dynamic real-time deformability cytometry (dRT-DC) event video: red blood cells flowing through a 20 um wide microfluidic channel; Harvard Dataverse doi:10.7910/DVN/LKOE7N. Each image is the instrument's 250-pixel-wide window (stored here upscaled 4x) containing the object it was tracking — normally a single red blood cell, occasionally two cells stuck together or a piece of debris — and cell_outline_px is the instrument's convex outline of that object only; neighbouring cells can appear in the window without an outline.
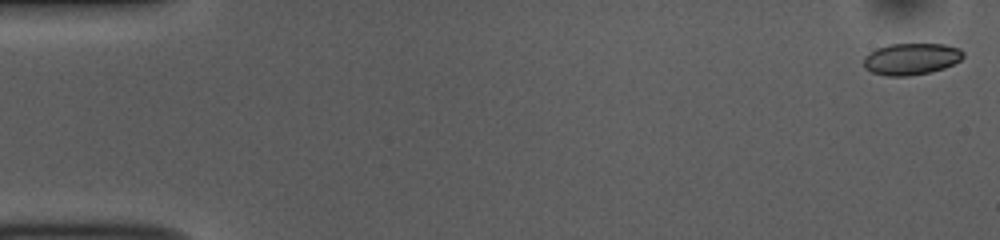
{"species": "common noctule bat (a hibernating species)", "species_latin": "Nyctalus noctula", "temperature_condition": "room temperature", "stored_images_in_passage": 52, "camera_frame_rate_fps": 3000, "um_per_image_px": 0.085, "animal": {"sex": "female", "body_mass_g": 10.0, "forearm_length_mm": 53.1}, "frame": {"image": 1, "passage_image": 1, "time_ms": 0.0, "image_size_px": [1000, 240], "cell_outline_px": [[964, 56], [960, 60], [944, 68], [928, 72], [908, 76], [888, 76], [872, 72], [864, 68], [864, 56], [868, 52], [876, 48], [888, 44], [944, 44], [960, 48], [964, 52]], "centroid_in_image_um": [77.43, 5.0], "position_along_channel_um": 7.6, "area_um2": 18.44}}
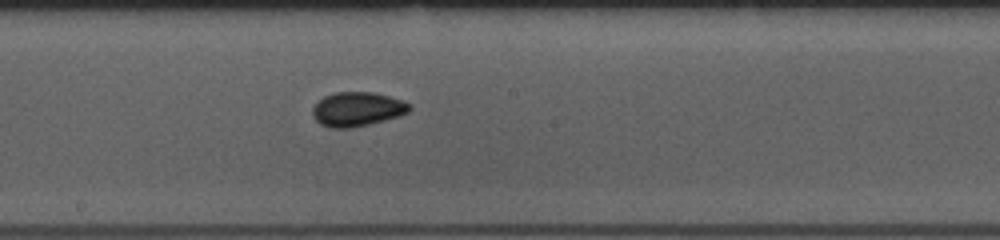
{"frame": {"image": 2, "passage_image": 28, "time_ms": 9.0, "image_size_px": [1000, 240], "cell_outline_px": [[412, 108], [408, 112], [384, 120], [352, 128], [328, 128], [320, 124], [312, 116], [312, 108], [324, 96], [336, 92], [376, 92], [404, 100], [412, 104]], "centroid_in_image_um": [30.37, 9.27], "position_along_channel_um": 217.8, "area_um2": 19.48}}
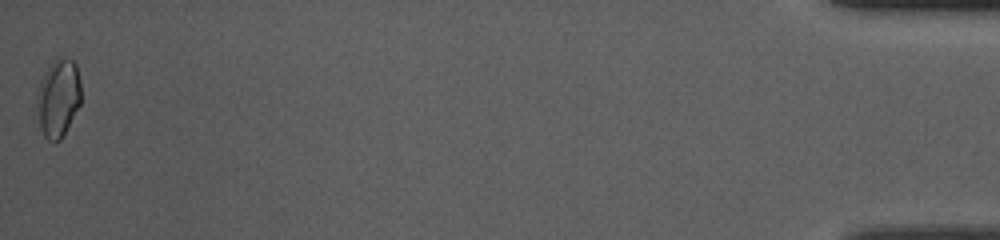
{"frame": {"image": 3, "passage_image": 52, "time_ms": 17.0, "image_size_px": [1000, 240], "cell_outline_px": [[80, 104], [60, 140], [48, 140], [44, 136], [40, 128], [36, 96], [36, 92], [44, 72], [56, 56], [60, 56], [72, 60], [76, 64], [80, 80]], "centroid_in_image_um": [4.94, 8.27], "position_along_channel_um": 430.3, "area_um2": 20.0}, "authors_computed_cell_mechanics": {"area_um2": 18.2937, "velocity_mm_per_s": 3.8461, "shape_relaxation_time_tau1_ms": 2.9054, "shape_relaxation_time_tau2_ms": 3.4333, "deformation_change_tau1": 0.075, "deformation_change_tau2": 0.0631}}